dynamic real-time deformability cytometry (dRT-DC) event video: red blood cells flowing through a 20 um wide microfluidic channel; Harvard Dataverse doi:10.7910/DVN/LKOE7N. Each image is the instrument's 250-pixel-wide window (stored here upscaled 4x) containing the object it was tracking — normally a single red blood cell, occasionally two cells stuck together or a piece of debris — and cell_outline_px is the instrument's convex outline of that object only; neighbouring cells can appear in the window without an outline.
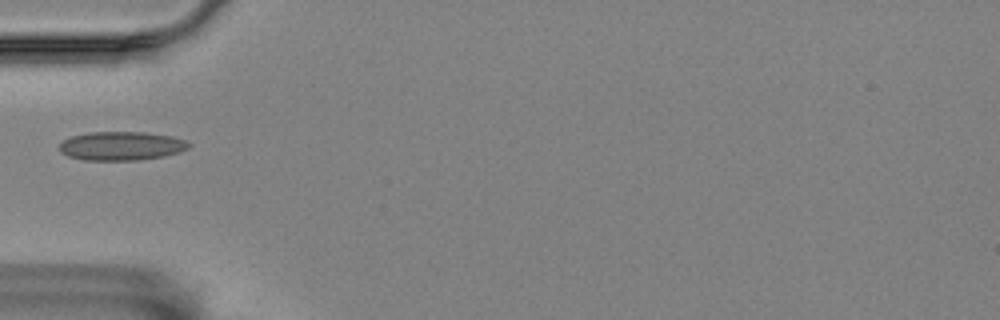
{"species": "Egyptian fruit bat (a non-hibernating species)", "species_latin": "Rousettus aegyptiacus", "temperature_condition": "room temperature", "stored_images_in_passage": 15, "camera_frame_rate_fps": 3000, "um_per_image_px": 0.085, "animal": {"sex": "female"}, "frame": {"image": 1, "passage_image": 5, "time_ms": 1.333, "image_size_px": [1000, 320], "cell_outline_px": [[192, 144], [188, 148], [180, 152], [164, 156], [140, 160], [84, 160], [68, 156], [60, 152], [60, 144], [64, 140], [72, 136], [88, 132], [144, 132], [172, 136], [188, 140]], "centroid_in_image_um": [10.36, 12.4], "position_along_channel_um": 74.6, "area_um2": 21.85}}
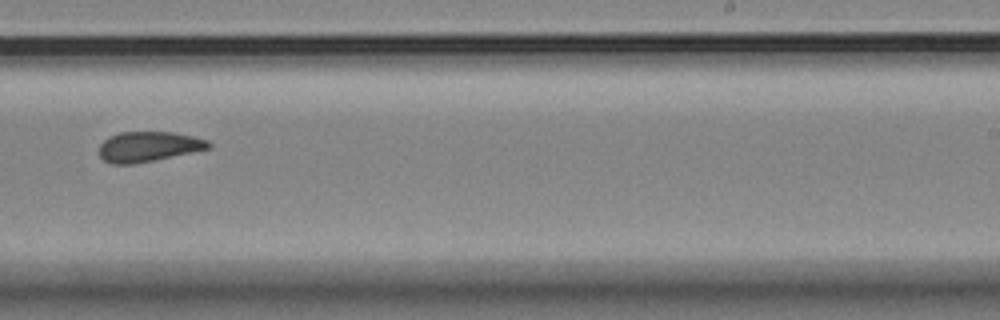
{"frame": {"image": 2, "passage_image": 10, "time_ms": 3.0, "image_size_px": [1000, 320], "cell_outline_px": [[212, 144], [208, 148], [192, 152], [132, 164], [112, 164], [104, 160], [100, 156], [100, 144], [108, 136], [120, 132], [172, 132], [192, 136], [208, 140]], "centroid_in_image_um": [12.59, 12.45], "position_along_channel_um": 276.4, "area_um2": 18.96}}
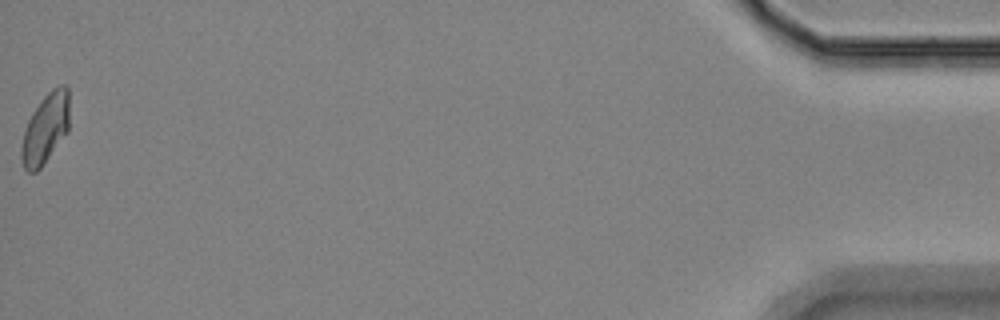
{"frame": {"image": 3, "passage_image": 15, "time_ms": 4.667, "image_size_px": [1000, 320], "cell_outline_px": [[68, 132], [40, 168], [36, 172], [28, 172], [24, 168], [20, 156], [20, 152], [24, 132], [28, 120], [32, 112], [44, 96], [52, 88], [60, 84], [64, 84], [68, 88]], "centroid_in_image_um": [3.85, 10.92], "position_along_channel_um": 431.3, "area_um2": 19.48}}